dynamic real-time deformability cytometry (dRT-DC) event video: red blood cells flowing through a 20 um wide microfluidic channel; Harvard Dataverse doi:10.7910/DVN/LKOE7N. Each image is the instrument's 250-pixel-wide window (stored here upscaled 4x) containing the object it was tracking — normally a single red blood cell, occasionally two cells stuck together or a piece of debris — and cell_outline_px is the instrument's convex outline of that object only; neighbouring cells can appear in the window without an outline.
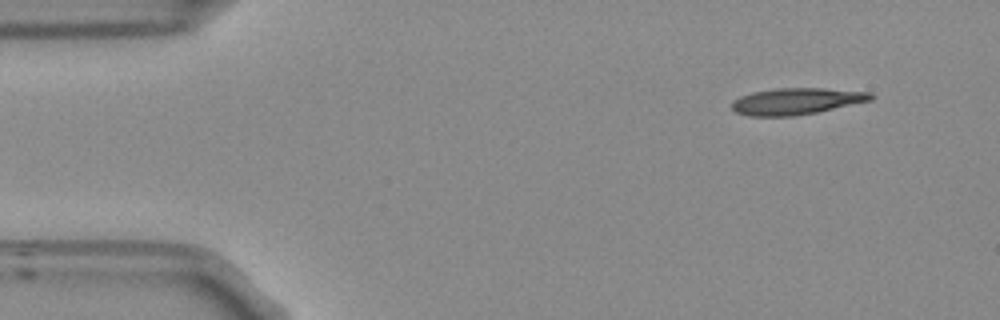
{"species": "Egyptian fruit bat (a non-hibernating species)", "species_latin": "Rousettus aegyptiacus", "temperature_condition": "room temperature", "stored_images_in_passage": 49, "camera_frame_rate_fps": 3000, "um_per_image_px": 0.085, "frame": {"image": 1, "passage_image": 1, "time_ms": 0.0, "image_size_px": [1000, 320], "cell_outline_px": [[876, 96], [872, 100], [816, 112], [792, 116], [752, 116], [736, 112], [732, 108], [732, 100], [740, 96], [752, 92], [776, 88], [824, 88], [872, 92]], "centroid_in_image_um": [67.71, 8.59], "position_along_channel_um": 17.3, "area_um2": 21.5}}
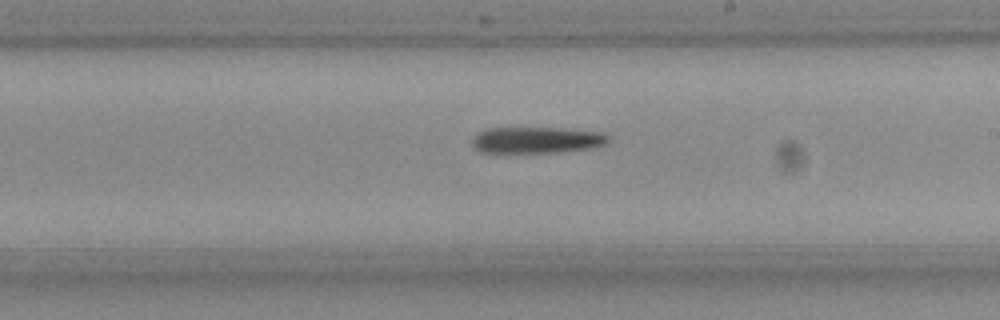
{"frame": {"image": 2, "passage_image": 26, "time_ms": 8.333, "image_size_px": [1000, 320], "cell_outline_px": [[608, 140], [604, 144], [588, 148], [560, 152], [480, 152], [472, 144], [472, 136], [476, 132], [488, 128], [568, 128], [604, 132], [608, 136]], "centroid_in_image_um": [45.59, 11.88], "position_along_channel_um": 243.4, "area_um2": 20.92}}
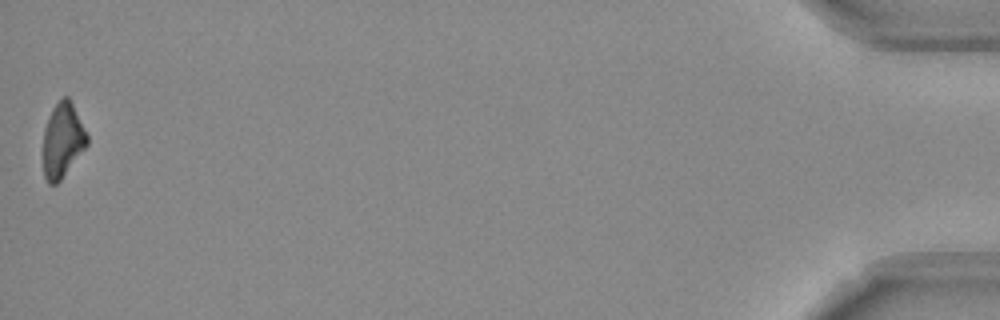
{"frame": {"image": 3, "passage_image": 49, "time_ms": 16.0, "image_size_px": [1000, 320], "cell_outline_px": [[88, 144], [60, 180], [56, 184], [48, 184], [44, 176], [44, 128], [52, 108], [64, 96], [68, 96], [88, 136]], "centroid_in_image_um": [5.31, 11.93], "position_along_channel_um": 429.9, "area_um2": 18.67}, "authors_computed_cell_mechanics": {"area_um2": 21.386, "velocity_mm_per_s": 3.7681, "shape_relaxation_time_tau1_ms": 7.7585, "shape_relaxation_time_tau2_ms": null, "deformation_change_tau1": 0.2328, "deformation_change_tau2": null}}